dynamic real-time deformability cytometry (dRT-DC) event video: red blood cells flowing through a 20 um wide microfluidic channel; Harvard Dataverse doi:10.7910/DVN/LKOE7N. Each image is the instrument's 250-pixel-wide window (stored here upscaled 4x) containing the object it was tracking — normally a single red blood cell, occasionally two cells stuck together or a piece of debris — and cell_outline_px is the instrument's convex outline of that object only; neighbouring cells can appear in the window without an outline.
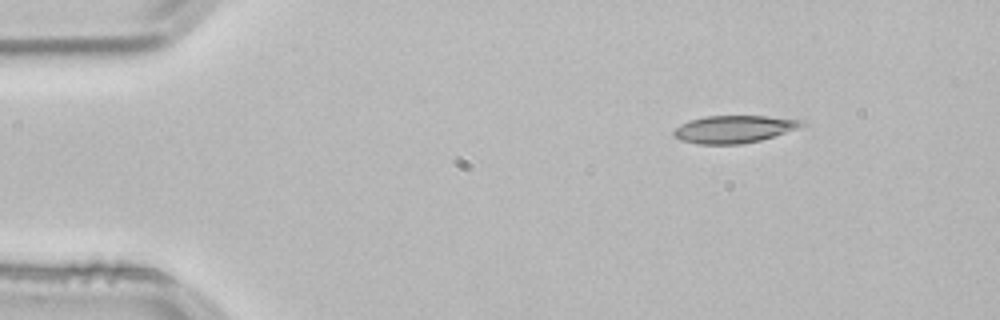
{"species": "common noctule bat (a hibernating species)", "species_latin": "Nyctalus noctula", "temperature_condition": "room temperature", "stored_images_in_passage": 47, "camera_frame_rate_fps": 3000, "um_per_image_px": 0.085, "animal": {"sex": "male", "body_mass_g": 21.5, "forearm_length_mm": 52.0}, "frame": {"image": 1, "passage_image": 1, "time_ms": 0.0, "image_size_px": [1000, 320], "cell_outline_px": [[808, 124], [760, 140], [740, 144], [696, 144], [680, 140], [672, 136], [672, 132], [680, 124], [688, 120], [704, 116], [768, 116], [804, 120]], "centroid_in_image_um": [62.33, 10.97], "position_along_channel_um": 22.7, "area_um2": 20.52}}
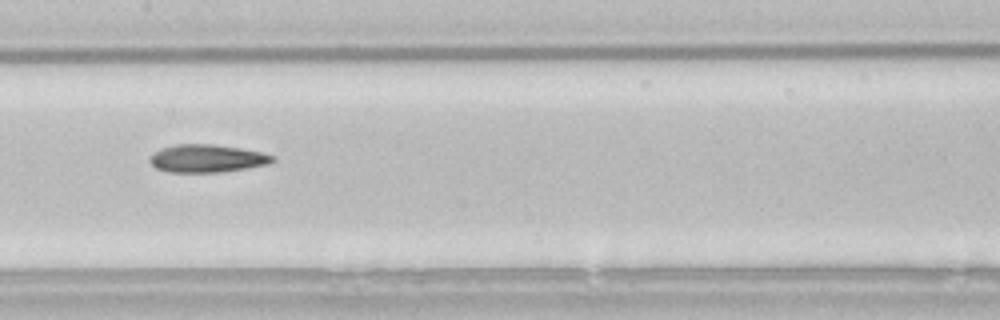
{"frame": {"image": 2, "passage_image": 20, "time_ms": 6.333, "image_size_px": [1000, 320], "cell_outline_px": [[276, 160], [268, 164], [220, 172], [168, 172], [156, 168], [148, 160], [160, 148], [176, 144], [216, 144], [240, 148], [260, 152], [276, 156]], "centroid_in_image_um": [17.6, 13.46], "position_along_channel_um": 189.8, "area_um2": 19.83}}
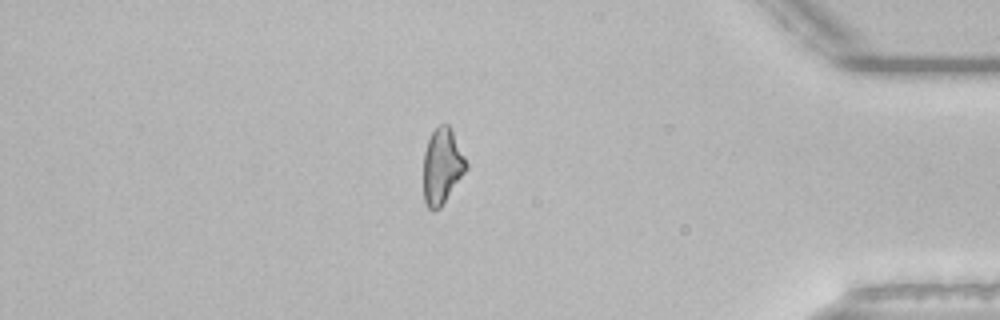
{"frame": {"image": 3, "passage_image": 39, "time_ms": 12.667, "image_size_px": [1000, 320], "cell_outline_px": [[468, 168], [440, 208], [432, 212], [428, 208], [424, 200], [424, 152], [428, 140], [432, 132], [440, 124], [448, 124], [468, 164]], "centroid_in_image_um": [37.57, 14.16], "position_along_channel_um": 397.6, "area_um2": 18.61}, "authors_computed_cell_mechanics": {"area_um2": 19.8832, "velocity_mm_per_s": 3.8507, "shape_relaxation_time_tau1_ms": 6.8399, "shape_relaxation_time_tau2_ms": 7.5413, "deformation_change_tau1": 0.1772, "deformation_change_tau2": 0.1994}}